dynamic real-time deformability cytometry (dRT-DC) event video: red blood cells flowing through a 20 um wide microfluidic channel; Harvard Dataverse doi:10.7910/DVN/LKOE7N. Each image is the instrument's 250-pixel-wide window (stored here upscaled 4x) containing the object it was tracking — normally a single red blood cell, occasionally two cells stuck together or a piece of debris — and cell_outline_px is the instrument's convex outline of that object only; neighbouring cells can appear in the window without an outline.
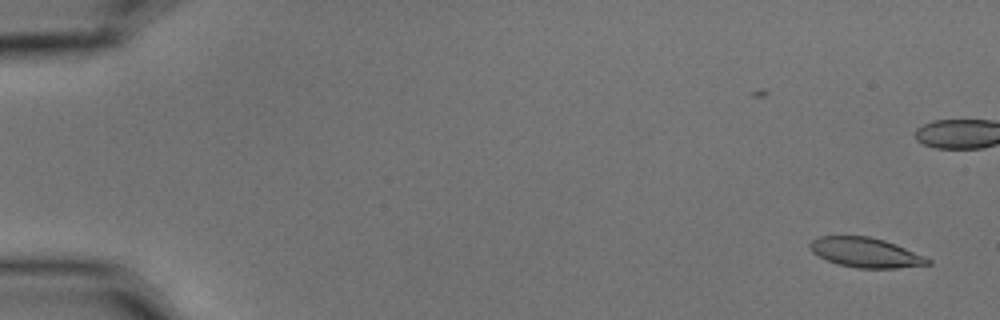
{"species": "common noctule bat (a hibernating species)", "species_latin": "Nyctalus noctula", "temperature_condition": "cold", "stored_images_in_passage": 17, "segment_of_instrument_passage": [1, 2], "camera_frame_rate_fps": 3000, "um_per_image_px": 0.085, "animal": {"sex": "male", "body_mass_g": 15.6}, "frame": {"image": 1, "passage_image": 1, "time_ms": 0.0, "image_size_px": [1000, 320], "cell_outline_px": [[932, 264], [896, 268], [856, 268], [836, 264], [812, 252], [808, 244], [812, 240], [820, 236], [868, 236], [884, 240], [896, 244], [924, 256], [932, 260]], "centroid_in_image_um": [73.58, 21.47], "position_along_channel_um": 11.4, "area_um2": 20.4}}
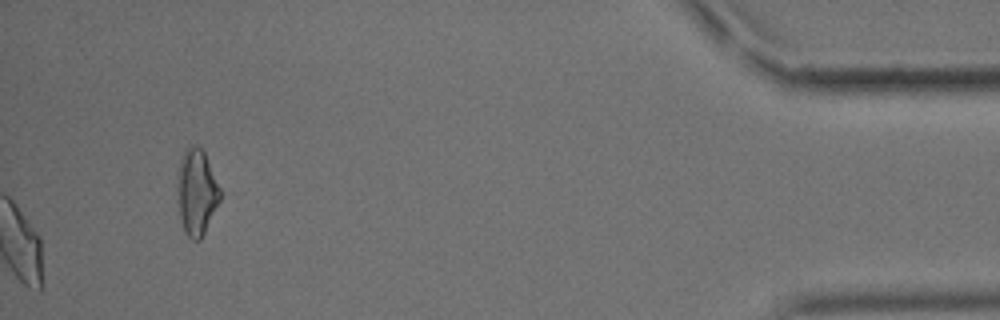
{"frame": {"image": 2, "passage_image": 15, "time_ms": 4.667, "image_size_px": [1000, 320], "cell_outline_px": [[220, 200], [200, 240], [192, 240], [184, 232], [180, 216], [176, 188], [180, 160], [184, 152], [192, 144], [196, 144], [204, 152], [220, 188]], "centroid_in_image_um": [16.69, 16.33], "position_along_channel_um": 418.5, "area_um2": 21.15}}